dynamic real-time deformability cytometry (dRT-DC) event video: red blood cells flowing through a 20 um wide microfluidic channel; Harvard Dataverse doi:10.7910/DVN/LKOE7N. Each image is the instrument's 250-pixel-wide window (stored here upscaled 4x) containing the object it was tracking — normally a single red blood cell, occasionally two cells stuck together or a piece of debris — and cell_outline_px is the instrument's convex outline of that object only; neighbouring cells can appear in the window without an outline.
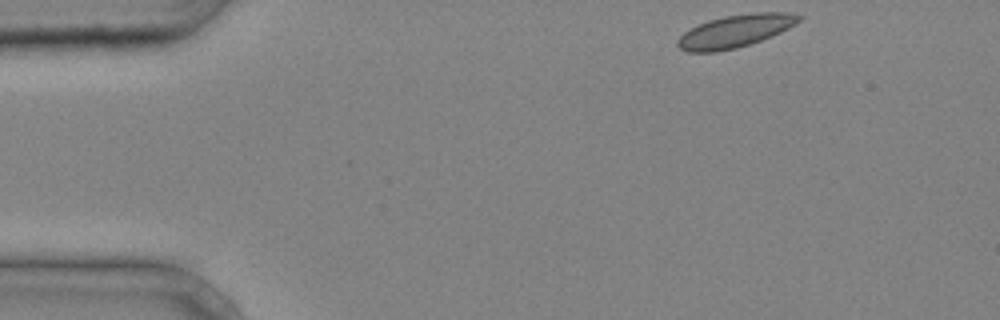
{"species": "common noctule bat (a hibernating species)", "species_latin": "Nyctalus noctula", "temperature_condition": "cold", "stored_images_in_passage": 32, "camera_frame_rate_fps": 3000, "um_per_image_px": 0.085, "animal": {"sex": "male", "body_mass_g": 20.4}, "frame": {"image": 1, "passage_image": 1, "time_ms": 0.0, "image_size_px": [1000, 320], "cell_outline_px": [[804, 16], [796, 24], [772, 36], [736, 48], [716, 52], [688, 52], [680, 48], [676, 44], [676, 40], [684, 32], [708, 20], [724, 16], [752, 12], [788, 12]], "centroid_in_image_um": [62.5, 2.63], "position_along_channel_um": 22.5, "area_um2": 23.0}}
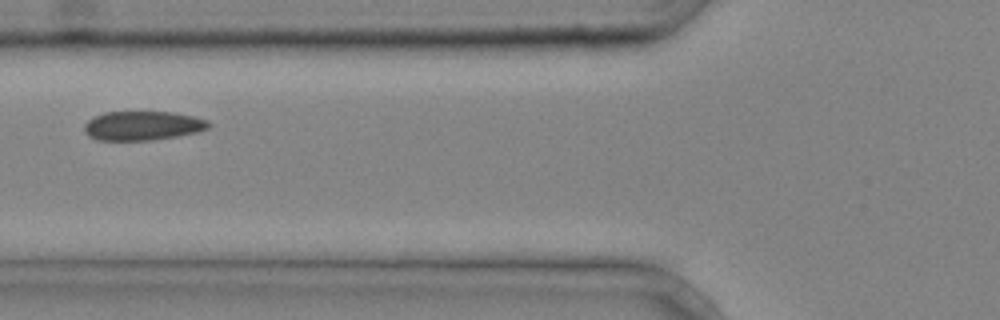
{"frame": {"image": 2, "passage_image": 12, "time_ms": 3.667, "image_size_px": [1000, 320], "cell_outline_px": [[212, 124], [208, 128], [196, 132], [176, 136], [152, 140], [96, 140], [88, 136], [84, 132], [84, 124], [92, 116], [104, 112], [172, 112], [192, 116], [208, 120]], "centroid_in_image_um": [12.08, 10.68], "position_along_channel_um": 113.7, "area_um2": 21.21}}
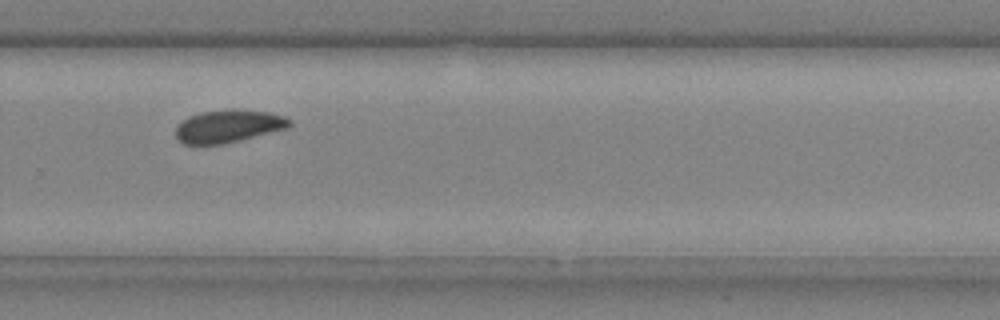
{"frame": {"image": 3, "passage_image": 25, "time_ms": 8.0, "image_size_px": [1000, 320], "cell_outline_px": [[292, 124], [288, 128], [224, 144], [184, 144], [176, 136], [176, 128], [188, 116], [204, 112], [272, 112], [284, 116], [292, 120]], "centroid_in_image_um": [19.45, 10.77], "position_along_channel_um": 310.4, "area_um2": 20.75}}